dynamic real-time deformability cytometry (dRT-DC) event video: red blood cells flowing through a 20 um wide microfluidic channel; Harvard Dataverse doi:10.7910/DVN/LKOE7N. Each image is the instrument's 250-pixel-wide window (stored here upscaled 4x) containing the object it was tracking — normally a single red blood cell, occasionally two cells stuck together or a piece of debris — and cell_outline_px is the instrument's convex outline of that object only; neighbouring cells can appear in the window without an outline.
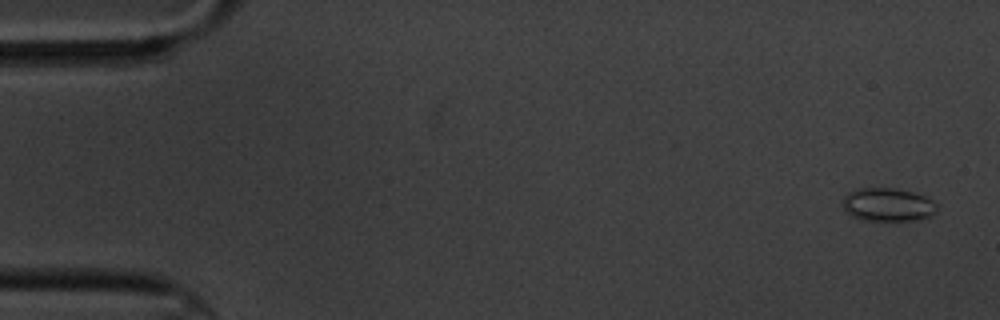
{"species": "common noctule bat (a hibernating species)", "species_latin": "Nyctalus noctula", "temperature_condition": "cold", "stored_images_in_passage": 5, "camera_frame_rate_fps": 3000, "um_per_image_px": 0.085, "animal": {"sex": "male", "body_mass_g": 20.1, "forearm_length_mm": 53.5}, "frame": {"image": 1, "passage_image": 1, "time_ms": 0.0, "image_size_px": [1000, 320], "cell_outline_px": [[936, 212], [932, 216], [916, 220], [860, 220], [852, 216], [840, 204], [844, 196], [848, 192], [856, 188], [892, 188], [912, 192], [924, 196], [932, 200], [936, 204]], "centroid_in_image_um": [75.43, 17.39], "position_along_channel_um": 9.6, "area_um2": 18.38}}
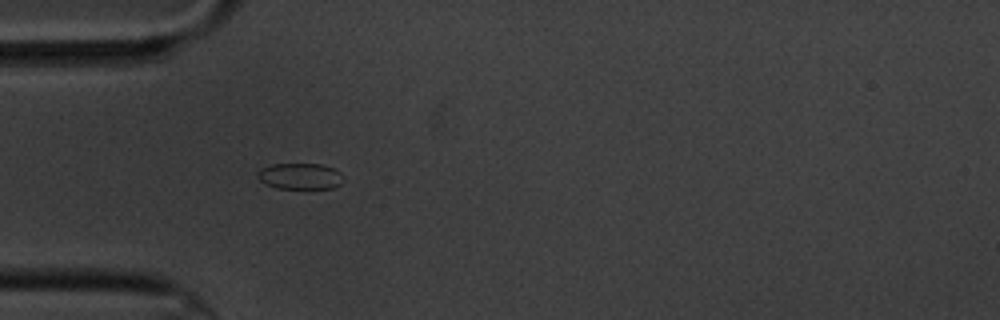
{"frame": {"image": 2, "passage_image": 5, "time_ms": 5.0, "image_size_px": [1000, 320], "cell_outline_px": [[344, 180], [340, 184], [332, 188], [276, 188], [260, 180], [256, 176], [256, 172], [260, 168], [272, 164], [320, 164], [332, 168], [340, 172], [344, 176]], "centroid_in_image_um": [25.5, 14.97], "position_along_channel_um": 59.5, "area_um2": 13.06}}